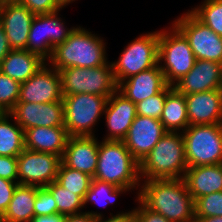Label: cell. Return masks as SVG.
I'll return each mask as SVG.
<instances>
[{
    "label": "cell",
    "instance_id": "cell-5",
    "mask_svg": "<svg viewBox=\"0 0 222 222\" xmlns=\"http://www.w3.org/2000/svg\"><path fill=\"white\" fill-rule=\"evenodd\" d=\"M170 26L159 31L158 65L166 83L173 86L193 68L196 58L185 36Z\"/></svg>",
    "mask_w": 222,
    "mask_h": 222
},
{
    "label": "cell",
    "instance_id": "cell-1",
    "mask_svg": "<svg viewBox=\"0 0 222 222\" xmlns=\"http://www.w3.org/2000/svg\"><path fill=\"white\" fill-rule=\"evenodd\" d=\"M144 181V182H143ZM137 198L170 222H194V200L183 178L141 180Z\"/></svg>",
    "mask_w": 222,
    "mask_h": 222
},
{
    "label": "cell",
    "instance_id": "cell-19",
    "mask_svg": "<svg viewBox=\"0 0 222 222\" xmlns=\"http://www.w3.org/2000/svg\"><path fill=\"white\" fill-rule=\"evenodd\" d=\"M184 96L189 125L222 124L221 89Z\"/></svg>",
    "mask_w": 222,
    "mask_h": 222
},
{
    "label": "cell",
    "instance_id": "cell-30",
    "mask_svg": "<svg viewBox=\"0 0 222 222\" xmlns=\"http://www.w3.org/2000/svg\"><path fill=\"white\" fill-rule=\"evenodd\" d=\"M92 179L93 177L90 175L71 169L61 162L56 181L61 186L79 195L84 200L87 191L90 189Z\"/></svg>",
    "mask_w": 222,
    "mask_h": 222
},
{
    "label": "cell",
    "instance_id": "cell-11",
    "mask_svg": "<svg viewBox=\"0 0 222 222\" xmlns=\"http://www.w3.org/2000/svg\"><path fill=\"white\" fill-rule=\"evenodd\" d=\"M61 157L24 149L17 157L18 184L46 187L57 178Z\"/></svg>",
    "mask_w": 222,
    "mask_h": 222
},
{
    "label": "cell",
    "instance_id": "cell-24",
    "mask_svg": "<svg viewBox=\"0 0 222 222\" xmlns=\"http://www.w3.org/2000/svg\"><path fill=\"white\" fill-rule=\"evenodd\" d=\"M35 199L36 186L18 184L0 222H31Z\"/></svg>",
    "mask_w": 222,
    "mask_h": 222
},
{
    "label": "cell",
    "instance_id": "cell-47",
    "mask_svg": "<svg viewBox=\"0 0 222 222\" xmlns=\"http://www.w3.org/2000/svg\"><path fill=\"white\" fill-rule=\"evenodd\" d=\"M66 5H70V3H72L73 1L75 2V0H62Z\"/></svg>",
    "mask_w": 222,
    "mask_h": 222
},
{
    "label": "cell",
    "instance_id": "cell-44",
    "mask_svg": "<svg viewBox=\"0 0 222 222\" xmlns=\"http://www.w3.org/2000/svg\"><path fill=\"white\" fill-rule=\"evenodd\" d=\"M11 50L3 26L0 24V63Z\"/></svg>",
    "mask_w": 222,
    "mask_h": 222
},
{
    "label": "cell",
    "instance_id": "cell-8",
    "mask_svg": "<svg viewBox=\"0 0 222 222\" xmlns=\"http://www.w3.org/2000/svg\"><path fill=\"white\" fill-rule=\"evenodd\" d=\"M109 97L80 93L63 96L64 127L69 136H95L94 128Z\"/></svg>",
    "mask_w": 222,
    "mask_h": 222
},
{
    "label": "cell",
    "instance_id": "cell-23",
    "mask_svg": "<svg viewBox=\"0 0 222 222\" xmlns=\"http://www.w3.org/2000/svg\"><path fill=\"white\" fill-rule=\"evenodd\" d=\"M45 62L39 55L25 49H12L0 63V71L21 84L33 76Z\"/></svg>",
    "mask_w": 222,
    "mask_h": 222
},
{
    "label": "cell",
    "instance_id": "cell-12",
    "mask_svg": "<svg viewBox=\"0 0 222 222\" xmlns=\"http://www.w3.org/2000/svg\"><path fill=\"white\" fill-rule=\"evenodd\" d=\"M63 100L59 71L45 62L28 80L20 84L17 103H51Z\"/></svg>",
    "mask_w": 222,
    "mask_h": 222
},
{
    "label": "cell",
    "instance_id": "cell-42",
    "mask_svg": "<svg viewBox=\"0 0 222 222\" xmlns=\"http://www.w3.org/2000/svg\"><path fill=\"white\" fill-rule=\"evenodd\" d=\"M103 216V214L98 211H85L78 214L66 216L65 222H96L98 217Z\"/></svg>",
    "mask_w": 222,
    "mask_h": 222
},
{
    "label": "cell",
    "instance_id": "cell-46",
    "mask_svg": "<svg viewBox=\"0 0 222 222\" xmlns=\"http://www.w3.org/2000/svg\"><path fill=\"white\" fill-rule=\"evenodd\" d=\"M18 0H0V4L6 3V2H17Z\"/></svg>",
    "mask_w": 222,
    "mask_h": 222
},
{
    "label": "cell",
    "instance_id": "cell-45",
    "mask_svg": "<svg viewBox=\"0 0 222 222\" xmlns=\"http://www.w3.org/2000/svg\"><path fill=\"white\" fill-rule=\"evenodd\" d=\"M194 222H222V216L195 217Z\"/></svg>",
    "mask_w": 222,
    "mask_h": 222
},
{
    "label": "cell",
    "instance_id": "cell-43",
    "mask_svg": "<svg viewBox=\"0 0 222 222\" xmlns=\"http://www.w3.org/2000/svg\"><path fill=\"white\" fill-rule=\"evenodd\" d=\"M66 216L63 214L55 213L51 215H38L34 216L31 222H65Z\"/></svg>",
    "mask_w": 222,
    "mask_h": 222
},
{
    "label": "cell",
    "instance_id": "cell-36",
    "mask_svg": "<svg viewBox=\"0 0 222 222\" xmlns=\"http://www.w3.org/2000/svg\"><path fill=\"white\" fill-rule=\"evenodd\" d=\"M57 213V205L46 187L36 186V199L34 204V216L51 215Z\"/></svg>",
    "mask_w": 222,
    "mask_h": 222
},
{
    "label": "cell",
    "instance_id": "cell-4",
    "mask_svg": "<svg viewBox=\"0 0 222 222\" xmlns=\"http://www.w3.org/2000/svg\"><path fill=\"white\" fill-rule=\"evenodd\" d=\"M187 169L182 132L167 131L139 163L141 180L179 179Z\"/></svg>",
    "mask_w": 222,
    "mask_h": 222
},
{
    "label": "cell",
    "instance_id": "cell-14",
    "mask_svg": "<svg viewBox=\"0 0 222 222\" xmlns=\"http://www.w3.org/2000/svg\"><path fill=\"white\" fill-rule=\"evenodd\" d=\"M166 132L160 120L137 115L122 141L140 163Z\"/></svg>",
    "mask_w": 222,
    "mask_h": 222
},
{
    "label": "cell",
    "instance_id": "cell-33",
    "mask_svg": "<svg viewBox=\"0 0 222 222\" xmlns=\"http://www.w3.org/2000/svg\"><path fill=\"white\" fill-rule=\"evenodd\" d=\"M20 83L0 71V113H9L18 102Z\"/></svg>",
    "mask_w": 222,
    "mask_h": 222
},
{
    "label": "cell",
    "instance_id": "cell-9",
    "mask_svg": "<svg viewBox=\"0 0 222 222\" xmlns=\"http://www.w3.org/2000/svg\"><path fill=\"white\" fill-rule=\"evenodd\" d=\"M159 31L139 35L123 49L112 69L117 84L158 65Z\"/></svg>",
    "mask_w": 222,
    "mask_h": 222
},
{
    "label": "cell",
    "instance_id": "cell-2",
    "mask_svg": "<svg viewBox=\"0 0 222 222\" xmlns=\"http://www.w3.org/2000/svg\"><path fill=\"white\" fill-rule=\"evenodd\" d=\"M103 37L77 26L70 36L57 45L47 61L57 71L70 68H93L107 64L106 42Z\"/></svg>",
    "mask_w": 222,
    "mask_h": 222
},
{
    "label": "cell",
    "instance_id": "cell-7",
    "mask_svg": "<svg viewBox=\"0 0 222 222\" xmlns=\"http://www.w3.org/2000/svg\"><path fill=\"white\" fill-rule=\"evenodd\" d=\"M182 137L188 167L222 164V124L189 125Z\"/></svg>",
    "mask_w": 222,
    "mask_h": 222
},
{
    "label": "cell",
    "instance_id": "cell-20",
    "mask_svg": "<svg viewBox=\"0 0 222 222\" xmlns=\"http://www.w3.org/2000/svg\"><path fill=\"white\" fill-rule=\"evenodd\" d=\"M168 84L159 65L130 76L118 84V91L133 103L161 92Z\"/></svg>",
    "mask_w": 222,
    "mask_h": 222
},
{
    "label": "cell",
    "instance_id": "cell-38",
    "mask_svg": "<svg viewBox=\"0 0 222 222\" xmlns=\"http://www.w3.org/2000/svg\"><path fill=\"white\" fill-rule=\"evenodd\" d=\"M0 177L18 183L17 157L0 155Z\"/></svg>",
    "mask_w": 222,
    "mask_h": 222
},
{
    "label": "cell",
    "instance_id": "cell-35",
    "mask_svg": "<svg viewBox=\"0 0 222 222\" xmlns=\"http://www.w3.org/2000/svg\"><path fill=\"white\" fill-rule=\"evenodd\" d=\"M194 208L195 217L222 216V191L197 198Z\"/></svg>",
    "mask_w": 222,
    "mask_h": 222
},
{
    "label": "cell",
    "instance_id": "cell-27",
    "mask_svg": "<svg viewBox=\"0 0 222 222\" xmlns=\"http://www.w3.org/2000/svg\"><path fill=\"white\" fill-rule=\"evenodd\" d=\"M46 188L51 192L56 202L57 213L68 216L84 212V200L61 186L56 180L47 185Z\"/></svg>",
    "mask_w": 222,
    "mask_h": 222
},
{
    "label": "cell",
    "instance_id": "cell-40",
    "mask_svg": "<svg viewBox=\"0 0 222 222\" xmlns=\"http://www.w3.org/2000/svg\"><path fill=\"white\" fill-rule=\"evenodd\" d=\"M18 183L0 177V217L7 210Z\"/></svg>",
    "mask_w": 222,
    "mask_h": 222
},
{
    "label": "cell",
    "instance_id": "cell-16",
    "mask_svg": "<svg viewBox=\"0 0 222 222\" xmlns=\"http://www.w3.org/2000/svg\"><path fill=\"white\" fill-rule=\"evenodd\" d=\"M104 115L108 132L104 140L122 141L137 116L136 104L117 90L107 99Z\"/></svg>",
    "mask_w": 222,
    "mask_h": 222
},
{
    "label": "cell",
    "instance_id": "cell-37",
    "mask_svg": "<svg viewBox=\"0 0 222 222\" xmlns=\"http://www.w3.org/2000/svg\"><path fill=\"white\" fill-rule=\"evenodd\" d=\"M17 2L27 7L35 15L54 13L66 7L62 0H18Z\"/></svg>",
    "mask_w": 222,
    "mask_h": 222
},
{
    "label": "cell",
    "instance_id": "cell-28",
    "mask_svg": "<svg viewBox=\"0 0 222 222\" xmlns=\"http://www.w3.org/2000/svg\"><path fill=\"white\" fill-rule=\"evenodd\" d=\"M130 190L126 187H116L107 182L92 179L90 189L87 191L84 198V207L89 202L91 205L94 203L99 206L112 204L118 199L120 194H124Z\"/></svg>",
    "mask_w": 222,
    "mask_h": 222
},
{
    "label": "cell",
    "instance_id": "cell-15",
    "mask_svg": "<svg viewBox=\"0 0 222 222\" xmlns=\"http://www.w3.org/2000/svg\"><path fill=\"white\" fill-rule=\"evenodd\" d=\"M35 14L18 2L0 4V24L11 49H26L30 26Z\"/></svg>",
    "mask_w": 222,
    "mask_h": 222
},
{
    "label": "cell",
    "instance_id": "cell-32",
    "mask_svg": "<svg viewBox=\"0 0 222 222\" xmlns=\"http://www.w3.org/2000/svg\"><path fill=\"white\" fill-rule=\"evenodd\" d=\"M59 12L44 14L45 37L53 49L62 44L76 28L74 26L70 29L67 28L65 21L59 16Z\"/></svg>",
    "mask_w": 222,
    "mask_h": 222
},
{
    "label": "cell",
    "instance_id": "cell-22",
    "mask_svg": "<svg viewBox=\"0 0 222 222\" xmlns=\"http://www.w3.org/2000/svg\"><path fill=\"white\" fill-rule=\"evenodd\" d=\"M183 180L194 201L222 191V164L188 167Z\"/></svg>",
    "mask_w": 222,
    "mask_h": 222
},
{
    "label": "cell",
    "instance_id": "cell-25",
    "mask_svg": "<svg viewBox=\"0 0 222 222\" xmlns=\"http://www.w3.org/2000/svg\"><path fill=\"white\" fill-rule=\"evenodd\" d=\"M160 121L169 132H183L189 126L185 96L175 88L166 95Z\"/></svg>",
    "mask_w": 222,
    "mask_h": 222
},
{
    "label": "cell",
    "instance_id": "cell-39",
    "mask_svg": "<svg viewBox=\"0 0 222 222\" xmlns=\"http://www.w3.org/2000/svg\"><path fill=\"white\" fill-rule=\"evenodd\" d=\"M135 201H137V204L139 203L134 208L137 222H170L160 213L147 208L137 197Z\"/></svg>",
    "mask_w": 222,
    "mask_h": 222
},
{
    "label": "cell",
    "instance_id": "cell-6",
    "mask_svg": "<svg viewBox=\"0 0 222 222\" xmlns=\"http://www.w3.org/2000/svg\"><path fill=\"white\" fill-rule=\"evenodd\" d=\"M59 73L63 96L86 93L110 97L118 90L111 62L93 68H65Z\"/></svg>",
    "mask_w": 222,
    "mask_h": 222
},
{
    "label": "cell",
    "instance_id": "cell-29",
    "mask_svg": "<svg viewBox=\"0 0 222 222\" xmlns=\"http://www.w3.org/2000/svg\"><path fill=\"white\" fill-rule=\"evenodd\" d=\"M25 50L39 55L46 62L52 57L54 49L45 37L44 14L35 15L33 18Z\"/></svg>",
    "mask_w": 222,
    "mask_h": 222
},
{
    "label": "cell",
    "instance_id": "cell-3",
    "mask_svg": "<svg viewBox=\"0 0 222 222\" xmlns=\"http://www.w3.org/2000/svg\"><path fill=\"white\" fill-rule=\"evenodd\" d=\"M93 179L116 187L138 190L141 179L139 162L132 156L123 141L102 140L99 142L98 161Z\"/></svg>",
    "mask_w": 222,
    "mask_h": 222
},
{
    "label": "cell",
    "instance_id": "cell-17",
    "mask_svg": "<svg viewBox=\"0 0 222 222\" xmlns=\"http://www.w3.org/2000/svg\"><path fill=\"white\" fill-rule=\"evenodd\" d=\"M222 64L196 59L193 68L173 87L181 94H193L221 89Z\"/></svg>",
    "mask_w": 222,
    "mask_h": 222
},
{
    "label": "cell",
    "instance_id": "cell-13",
    "mask_svg": "<svg viewBox=\"0 0 222 222\" xmlns=\"http://www.w3.org/2000/svg\"><path fill=\"white\" fill-rule=\"evenodd\" d=\"M9 114L24 131L34 127H64L63 100L51 103H16Z\"/></svg>",
    "mask_w": 222,
    "mask_h": 222
},
{
    "label": "cell",
    "instance_id": "cell-21",
    "mask_svg": "<svg viewBox=\"0 0 222 222\" xmlns=\"http://www.w3.org/2000/svg\"><path fill=\"white\" fill-rule=\"evenodd\" d=\"M68 133L65 127H34L24 131L25 149L46 152L62 158Z\"/></svg>",
    "mask_w": 222,
    "mask_h": 222
},
{
    "label": "cell",
    "instance_id": "cell-34",
    "mask_svg": "<svg viewBox=\"0 0 222 222\" xmlns=\"http://www.w3.org/2000/svg\"><path fill=\"white\" fill-rule=\"evenodd\" d=\"M172 85H167L161 92L156 95L142 100L136 104L137 115L160 120L166 95L173 89Z\"/></svg>",
    "mask_w": 222,
    "mask_h": 222
},
{
    "label": "cell",
    "instance_id": "cell-41",
    "mask_svg": "<svg viewBox=\"0 0 222 222\" xmlns=\"http://www.w3.org/2000/svg\"><path fill=\"white\" fill-rule=\"evenodd\" d=\"M118 214L112 215L113 213H110V218L106 217L108 219H105L104 215L97 218L96 222H137L136 215H135V209L129 210V211H120L117 212Z\"/></svg>",
    "mask_w": 222,
    "mask_h": 222
},
{
    "label": "cell",
    "instance_id": "cell-10",
    "mask_svg": "<svg viewBox=\"0 0 222 222\" xmlns=\"http://www.w3.org/2000/svg\"><path fill=\"white\" fill-rule=\"evenodd\" d=\"M181 15L171 24L188 40L195 58L222 64V36L217 35L190 10Z\"/></svg>",
    "mask_w": 222,
    "mask_h": 222
},
{
    "label": "cell",
    "instance_id": "cell-31",
    "mask_svg": "<svg viewBox=\"0 0 222 222\" xmlns=\"http://www.w3.org/2000/svg\"><path fill=\"white\" fill-rule=\"evenodd\" d=\"M190 11L217 35L222 36V0H204Z\"/></svg>",
    "mask_w": 222,
    "mask_h": 222
},
{
    "label": "cell",
    "instance_id": "cell-18",
    "mask_svg": "<svg viewBox=\"0 0 222 222\" xmlns=\"http://www.w3.org/2000/svg\"><path fill=\"white\" fill-rule=\"evenodd\" d=\"M99 139L96 136H69L61 162L91 177L98 161Z\"/></svg>",
    "mask_w": 222,
    "mask_h": 222
},
{
    "label": "cell",
    "instance_id": "cell-26",
    "mask_svg": "<svg viewBox=\"0 0 222 222\" xmlns=\"http://www.w3.org/2000/svg\"><path fill=\"white\" fill-rule=\"evenodd\" d=\"M24 149V130L9 113H0V155L18 157Z\"/></svg>",
    "mask_w": 222,
    "mask_h": 222
}]
</instances>
